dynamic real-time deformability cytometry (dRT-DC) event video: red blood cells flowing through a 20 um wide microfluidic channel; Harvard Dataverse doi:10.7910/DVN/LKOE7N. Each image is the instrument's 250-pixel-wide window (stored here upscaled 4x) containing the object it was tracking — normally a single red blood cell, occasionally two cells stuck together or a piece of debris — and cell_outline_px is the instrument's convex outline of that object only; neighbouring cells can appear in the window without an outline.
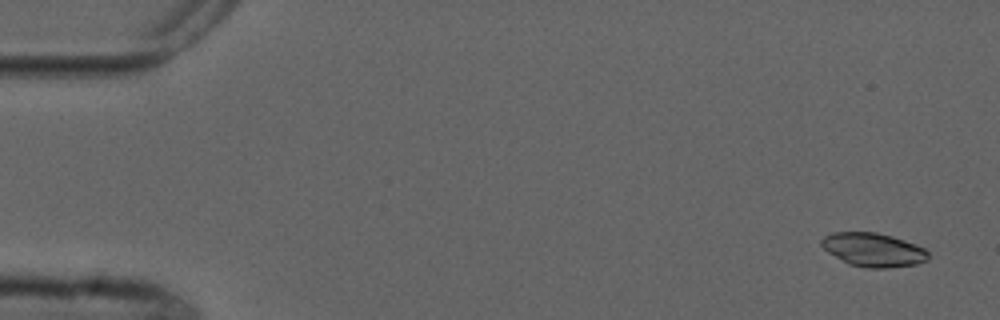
{"species": "common noctule bat (a hibernating species)", "species_latin": "Nyctalus noctula", "temperature_condition": "cold", "stored_images_in_passage": 4, "camera_frame_rate_fps": 3000, "um_per_image_px": 0.085, "animal": {"sex": "male", "forearm_length_mm": 52.5}, "frame": {"image": 1, "passage_image": 1, "time_ms": 0.0, "image_size_px": [1000, 320], "cell_outline_px": [[928, 260], [916, 264], [888, 268], [868, 268], [848, 264], [828, 252], [820, 244], [820, 240], [824, 236], [832, 232], [876, 232], [892, 236], [916, 244], [924, 248], [928, 252]], "centroid_in_image_um": [74.22, 21.23], "position_along_channel_um": 10.8, "area_um2": 21.04}}
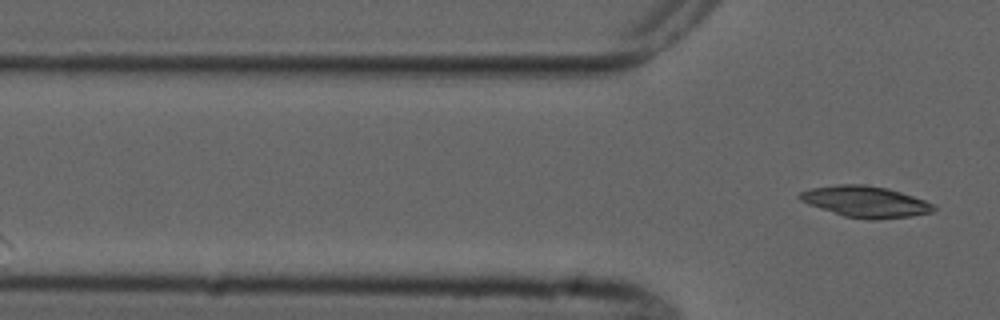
{"frame": {"image": 2, "passage_image": 4, "time_ms": 4.333, "image_size_px": [1000, 320], "cell_outline_px": [[936, 208], [932, 212], [912, 216], [872, 220], [844, 216], [808, 204], [800, 200], [796, 196], [800, 192], [812, 188], [840, 184], [864, 184], [888, 188], [924, 200], [932, 204]], "centroid_in_image_um": [73.54, 17.14], "position_along_channel_um": 52.3, "area_um2": 24.16}}